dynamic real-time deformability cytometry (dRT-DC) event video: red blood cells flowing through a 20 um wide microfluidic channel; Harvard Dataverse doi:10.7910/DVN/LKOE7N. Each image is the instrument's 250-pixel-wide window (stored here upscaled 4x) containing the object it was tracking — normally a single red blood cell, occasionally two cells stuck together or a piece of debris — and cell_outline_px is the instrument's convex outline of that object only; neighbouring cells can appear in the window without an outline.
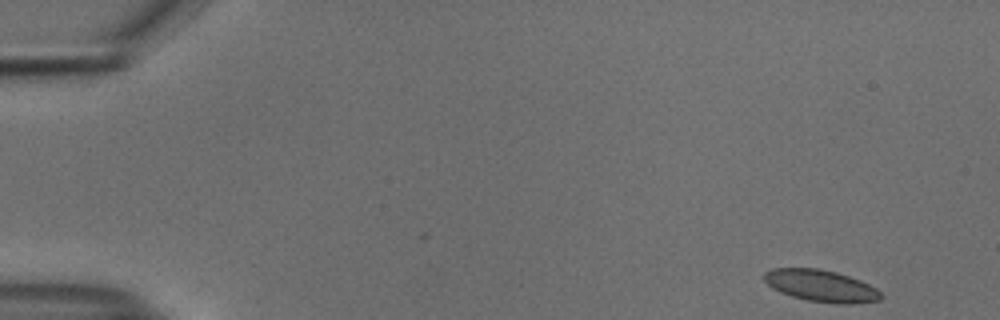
{"species": "common noctule bat (a hibernating species)", "species_latin": "Nyctalus noctula", "temperature_condition": "cold", "stored_images_in_passage": 51, "camera_frame_rate_fps": 3000, "um_per_image_px": 0.085, "animal": {"sex": "male", "body_mass_g": 18.8}, "frame": {"image": 1, "passage_image": 1, "time_ms": 0.0, "image_size_px": [1000, 320], "cell_outline_px": [[884, 296], [880, 300], [852, 304], [836, 304], [808, 300], [792, 296], [780, 292], [772, 288], [764, 280], [764, 272], [772, 268], [820, 268], [836, 272], [860, 280], [876, 288]], "centroid_in_image_um": [69.79, 24.29], "position_along_channel_um": 15.2, "area_um2": 21.73}}
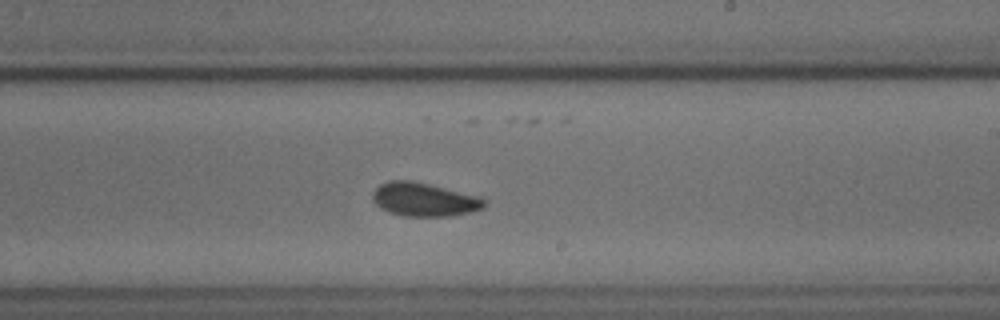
{"frame": {"image": 2, "passage_image": 30, "time_ms": 9.667, "image_size_px": [1000, 320], "cell_outline_px": [[488, 200], [484, 208], [452, 216], [404, 216], [388, 212], [380, 208], [372, 200], [372, 192], [380, 184], [388, 180], [412, 180], [480, 196]], "centroid_in_image_um": [36.05, 16.95], "position_along_channel_um": 253.0, "area_um2": 22.08}}
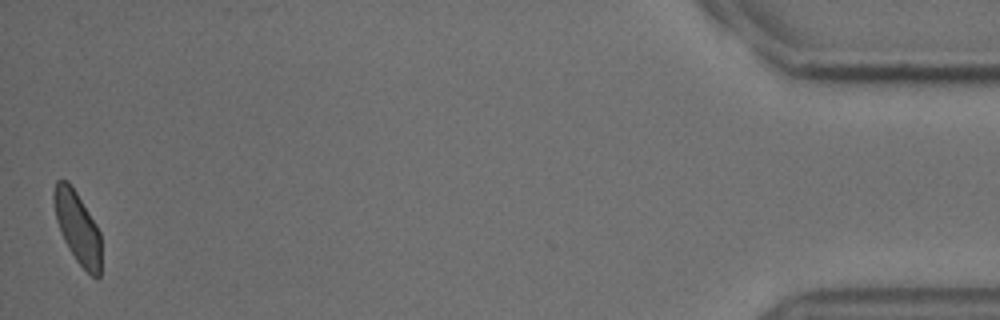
{"frame": {"image": 3, "passage_image": 51, "time_ms": 16.667, "image_size_px": [1000, 320], "cell_outline_px": [[100, 276], [96, 280], [76, 260], [68, 248], [64, 240], [56, 220], [52, 196], [52, 192], [56, 180], [68, 180], [76, 192], [96, 224], [100, 232]], "centroid_in_image_um": [6.57, 19.32], "position_along_channel_um": 428.6, "area_um2": 19.71}, "authors_computed_cell_mechanics": {"area_um2": 21.1548, "velocity_mm_per_s": 3.722, "shape_relaxation_time_tau1_ms": 2.9752, "shape_relaxation_time_tau2_ms": 3.1761, "deformation_change_tau1": 0.0768, "deformation_change_tau2": 0.0824}}